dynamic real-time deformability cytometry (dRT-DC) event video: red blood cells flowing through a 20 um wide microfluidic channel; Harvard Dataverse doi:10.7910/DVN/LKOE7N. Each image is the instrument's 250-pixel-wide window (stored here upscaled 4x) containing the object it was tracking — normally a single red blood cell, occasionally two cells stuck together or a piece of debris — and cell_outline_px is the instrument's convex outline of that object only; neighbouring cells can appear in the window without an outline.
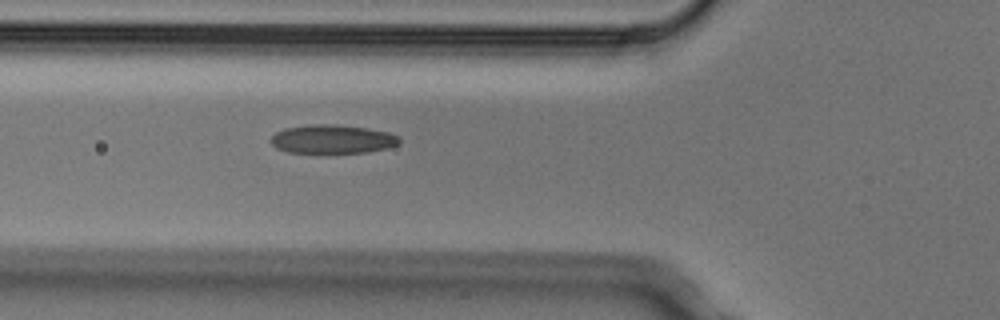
{"species": "Egyptian fruit bat (a non-hibernating species)", "species_latin": "Rousettus aegyptiacus", "temperature_condition": "cold", "stored_images_in_passage": 3, "segment_of_instrument_passage": [1, 2], "camera_frame_rate_fps": 3000, "um_per_image_px": 0.085, "animal": {"sex": "male"}, "frame": {"image": 1, "passage_image": 2, "time_ms": 0.333, "image_size_px": [1000, 320], "cell_outline_px": [[400, 144], [388, 148], [368, 152], [288, 152], [276, 148], [272, 144], [272, 136], [276, 132], [284, 128], [308, 124], [336, 124], [368, 128], [388, 132], [400, 136]], "centroid_in_image_um": [28.29, 11.81], "position_along_channel_um": 97.5, "area_um2": 21.56}}